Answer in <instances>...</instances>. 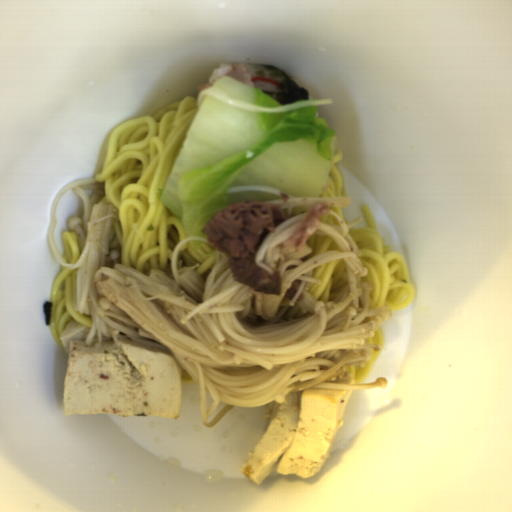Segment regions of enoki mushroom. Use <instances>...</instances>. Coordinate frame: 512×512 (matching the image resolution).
Masks as SVG:
<instances>
[{
    "mask_svg": "<svg viewBox=\"0 0 512 512\" xmlns=\"http://www.w3.org/2000/svg\"><path fill=\"white\" fill-rule=\"evenodd\" d=\"M72 187L80 203L77 215L66 226L79 243L78 260L65 264L52 231L57 204ZM103 186L93 178L73 180L55 194L47 238L61 268L74 270L73 306L92 320L86 346L122 339L157 346L175 358L180 368L197 384L205 427L217 425L235 408H263L269 422L280 404L292 394V410L299 405L298 392L306 389L346 391L338 427H344L346 408L359 389H387L384 377L374 383H355L346 367H365L377 331L392 317L381 306L370 309L372 286L361 282L368 268L350 230L363 220L348 224L330 211L338 225L323 222L314 232L324 233L339 250L317 253L305 243L300 251L281 243L304 222L308 212L281 223L259 245L254 262L268 274L279 272L280 295L262 294L235 281L227 253L218 251L206 279L197 275L199 263L183 266L177 260L189 242L210 243L208 236H188L179 241L170 257L169 269L146 272L123 264L112 245L111 230L118 218L112 202H99ZM346 260L348 287L333 300L317 301L308 293L313 269L330 259ZM295 279L300 288L292 300L284 297ZM303 293L304 299L295 302ZM227 404L211 423L208 416L220 403Z\"/></svg>",
    "mask_w": 512,
    "mask_h": 512,
    "instance_id": "enoki-mushroom-1",
    "label": "enoki mushroom"
},
{
    "mask_svg": "<svg viewBox=\"0 0 512 512\" xmlns=\"http://www.w3.org/2000/svg\"><path fill=\"white\" fill-rule=\"evenodd\" d=\"M206 98H211L223 105L244 110L247 112H258V113H269V114H286L291 111L300 109L305 106L315 105H331L333 102L331 99H323L319 101H307V102H294L289 106H278V107H262L256 106L249 103L242 102L235 98H232L218 90L212 88H205L201 90L196 99V106L198 110L202 107Z\"/></svg>",
    "mask_w": 512,
    "mask_h": 512,
    "instance_id": "enoki-mushroom-2",
    "label": "enoki mushroom"
},
{
    "mask_svg": "<svg viewBox=\"0 0 512 512\" xmlns=\"http://www.w3.org/2000/svg\"><path fill=\"white\" fill-rule=\"evenodd\" d=\"M280 207V209L288 216L292 215L293 210L296 207H311L316 202H327L331 209H339L347 206H351L350 198L345 196L337 198H326L321 197V194L316 197H291L284 203L279 198L275 200H269Z\"/></svg>",
    "mask_w": 512,
    "mask_h": 512,
    "instance_id": "enoki-mushroom-3",
    "label": "enoki mushroom"
},
{
    "mask_svg": "<svg viewBox=\"0 0 512 512\" xmlns=\"http://www.w3.org/2000/svg\"><path fill=\"white\" fill-rule=\"evenodd\" d=\"M240 192H272L275 194H280L281 192H285L281 188H275L270 186H235L229 187L226 193H240Z\"/></svg>",
    "mask_w": 512,
    "mask_h": 512,
    "instance_id": "enoki-mushroom-4",
    "label": "enoki mushroom"
}]
</instances>
